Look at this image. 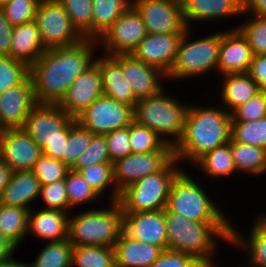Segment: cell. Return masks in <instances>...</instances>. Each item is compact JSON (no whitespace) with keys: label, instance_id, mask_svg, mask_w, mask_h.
<instances>
[{"label":"cell","instance_id":"obj_1","mask_svg":"<svg viewBox=\"0 0 266 267\" xmlns=\"http://www.w3.org/2000/svg\"><path fill=\"white\" fill-rule=\"evenodd\" d=\"M96 39L61 48L46 49L30 66L37 104H58L74 80L89 68L98 54Z\"/></svg>","mask_w":266,"mask_h":267},{"label":"cell","instance_id":"obj_2","mask_svg":"<svg viewBox=\"0 0 266 267\" xmlns=\"http://www.w3.org/2000/svg\"><path fill=\"white\" fill-rule=\"evenodd\" d=\"M201 105L189 104L184 132L173 146L174 158L191 167L207 152L231 140V114L223 106Z\"/></svg>","mask_w":266,"mask_h":267},{"label":"cell","instance_id":"obj_3","mask_svg":"<svg viewBox=\"0 0 266 267\" xmlns=\"http://www.w3.org/2000/svg\"><path fill=\"white\" fill-rule=\"evenodd\" d=\"M167 249L192 255L204 267H213L221 249L220 242L230 244L232 222H195L165 208ZM220 240V241H219ZM220 244V245H219Z\"/></svg>","mask_w":266,"mask_h":267},{"label":"cell","instance_id":"obj_4","mask_svg":"<svg viewBox=\"0 0 266 267\" xmlns=\"http://www.w3.org/2000/svg\"><path fill=\"white\" fill-rule=\"evenodd\" d=\"M108 203V208L69 214L67 239L73 246H114L122 233L123 210L118 201Z\"/></svg>","mask_w":266,"mask_h":267},{"label":"cell","instance_id":"obj_5","mask_svg":"<svg viewBox=\"0 0 266 267\" xmlns=\"http://www.w3.org/2000/svg\"><path fill=\"white\" fill-rule=\"evenodd\" d=\"M183 169L174 179L166 209L195 222H230L223 208L205 190L200 179ZM197 179V180H196ZM199 180V182H198ZM209 194V195H208ZM226 215V216H225Z\"/></svg>","mask_w":266,"mask_h":267},{"label":"cell","instance_id":"obj_6","mask_svg":"<svg viewBox=\"0 0 266 267\" xmlns=\"http://www.w3.org/2000/svg\"><path fill=\"white\" fill-rule=\"evenodd\" d=\"M164 88L156 95L138 100L133 109L134 121L156 132L166 143L174 146L184 132L189 103ZM177 98V99H176Z\"/></svg>","mask_w":266,"mask_h":267},{"label":"cell","instance_id":"obj_7","mask_svg":"<svg viewBox=\"0 0 266 267\" xmlns=\"http://www.w3.org/2000/svg\"><path fill=\"white\" fill-rule=\"evenodd\" d=\"M193 28H186L178 46L174 64L167 74L168 82H186L189 79L208 76L217 71L222 31L206 34L197 39H190ZM193 40V41H191ZM201 76V77H200ZM189 78V79H188Z\"/></svg>","mask_w":266,"mask_h":267},{"label":"cell","instance_id":"obj_8","mask_svg":"<svg viewBox=\"0 0 266 267\" xmlns=\"http://www.w3.org/2000/svg\"><path fill=\"white\" fill-rule=\"evenodd\" d=\"M74 120L57 104H37L21 128L40 146L42 154L63 162Z\"/></svg>","mask_w":266,"mask_h":267},{"label":"cell","instance_id":"obj_9","mask_svg":"<svg viewBox=\"0 0 266 267\" xmlns=\"http://www.w3.org/2000/svg\"><path fill=\"white\" fill-rule=\"evenodd\" d=\"M173 158L161 171L147 175L120 192L123 213L164 210L171 185L185 166Z\"/></svg>","mask_w":266,"mask_h":267},{"label":"cell","instance_id":"obj_10","mask_svg":"<svg viewBox=\"0 0 266 267\" xmlns=\"http://www.w3.org/2000/svg\"><path fill=\"white\" fill-rule=\"evenodd\" d=\"M34 21L45 49L70 47L85 39L58 0H41Z\"/></svg>","mask_w":266,"mask_h":267},{"label":"cell","instance_id":"obj_11","mask_svg":"<svg viewBox=\"0 0 266 267\" xmlns=\"http://www.w3.org/2000/svg\"><path fill=\"white\" fill-rule=\"evenodd\" d=\"M146 35L141 14L131 5L97 39L98 48L107 56L131 54Z\"/></svg>","mask_w":266,"mask_h":267},{"label":"cell","instance_id":"obj_12","mask_svg":"<svg viewBox=\"0 0 266 267\" xmlns=\"http://www.w3.org/2000/svg\"><path fill=\"white\" fill-rule=\"evenodd\" d=\"M75 119L93 135H105L129 126L134 117L132 107L102 95Z\"/></svg>","mask_w":266,"mask_h":267},{"label":"cell","instance_id":"obj_13","mask_svg":"<svg viewBox=\"0 0 266 267\" xmlns=\"http://www.w3.org/2000/svg\"><path fill=\"white\" fill-rule=\"evenodd\" d=\"M174 158L173 146L166 144L160 151L131 153L113 162V179L121 192L141 178L161 171Z\"/></svg>","mask_w":266,"mask_h":267},{"label":"cell","instance_id":"obj_14","mask_svg":"<svg viewBox=\"0 0 266 267\" xmlns=\"http://www.w3.org/2000/svg\"><path fill=\"white\" fill-rule=\"evenodd\" d=\"M132 5L141 14L147 33H184L180 0H132Z\"/></svg>","mask_w":266,"mask_h":267},{"label":"cell","instance_id":"obj_15","mask_svg":"<svg viewBox=\"0 0 266 267\" xmlns=\"http://www.w3.org/2000/svg\"><path fill=\"white\" fill-rule=\"evenodd\" d=\"M41 155L40 146L22 128L0 133V158L12 172L32 170Z\"/></svg>","mask_w":266,"mask_h":267},{"label":"cell","instance_id":"obj_16","mask_svg":"<svg viewBox=\"0 0 266 267\" xmlns=\"http://www.w3.org/2000/svg\"><path fill=\"white\" fill-rule=\"evenodd\" d=\"M102 95V74L94 62L74 80L57 105L71 117L76 118Z\"/></svg>","mask_w":266,"mask_h":267},{"label":"cell","instance_id":"obj_17","mask_svg":"<svg viewBox=\"0 0 266 267\" xmlns=\"http://www.w3.org/2000/svg\"><path fill=\"white\" fill-rule=\"evenodd\" d=\"M37 105L30 75L20 84L0 93V126L21 128Z\"/></svg>","mask_w":266,"mask_h":267},{"label":"cell","instance_id":"obj_18","mask_svg":"<svg viewBox=\"0 0 266 267\" xmlns=\"http://www.w3.org/2000/svg\"><path fill=\"white\" fill-rule=\"evenodd\" d=\"M122 231L133 239L167 249L165 209L123 213Z\"/></svg>","mask_w":266,"mask_h":267},{"label":"cell","instance_id":"obj_19","mask_svg":"<svg viewBox=\"0 0 266 267\" xmlns=\"http://www.w3.org/2000/svg\"><path fill=\"white\" fill-rule=\"evenodd\" d=\"M183 34L147 33L131 54L138 60L161 69L165 74H168L174 64Z\"/></svg>","mask_w":266,"mask_h":267},{"label":"cell","instance_id":"obj_20","mask_svg":"<svg viewBox=\"0 0 266 267\" xmlns=\"http://www.w3.org/2000/svg\"><path fill=\"white\" fill-rule=\"evenodd\" d=\"M121 68L137 100L158 94L165 88L163 83L168 84L167 74L138 60L132 54L121 55Z\"/></svg>","mask_w":266,"mask_h":267},{"label":"cell","instance_id":"obj_21","mask_svg":"<svg viewBox=\"0 0 266 267\" xmlns=\"http://www.w3.org/2000/svg\"><path fill=\"white\" fill-rule=\"evenodd\" d=\"M186 28L193 23L222 21L232 17L243 18V0H180Z\"/></svg>","mask_w":266,"mask_h":267},{"label":"cell","instance_id":"obj_22","mask_svg":"<svg viewBox=\"0 0 266 267\" xmlns=\"http://www.w3.org/2000/svg\"><path fill=\"white\" fill-rule=\"evenodd\" d=\"M253 58L252 48L238 28L222 31L217 73H247Z\"/></svg>","mask_w":266,"mask_h":267},{"label":"cell","instance_id":"obj_23","mask_svg":"<svg viewBox=\"0 0 266 267\" xmlns=\"http://www.w3.org/2000/svg\"><path fill=\"white\" fill-rule=\"evenodd\" d=\"M102 74L103 95L124 103L133 109L138 100L134 97L130 82L122 74L121 55L97 54L94 61Z\"/></svg>","mask_w":266,"mask_h":267},{"label":"cell","instance_id":"obj_24","mask_svg":"<svg viewBox=\"0 0 266 267\" xmlns=\"http://www.w3.org/2000/svg\"><path fill=\"white\" fill-rule=\"evenodd\" d=\"M254 222L244 236L232 223L230 246L247 253L245 267H266V219L261 215L252 218ZM245 251V252H244Z\"/></svg>","mask_w":266,"mask_h":267},{"label":"cell","instance_id":"obj_25","mask_svg":"<svg viewBox=\"0 0 266 267\" xmlns=\"http://www.w3.org/2000/svg\"><path fill=\"white\" fill-rule=\"evenodd\" d=\"M69 212L51 209H31L28 217L27 236L33 234L45 242H58L68 238Z\"/></svg>","mask_w":266,"mask_h":267},{"label":"cell","instance_id":"obj_26","mask_svg":"<svg viewBox=\"0 0 266 267\" xmlns=\"http://www.w3.org/2000/svg\"><path fill=\"white\" fill-rule=\"evenodd\" d=\"M40 190V182L31 170L12 172L0 196V205L31 210L30 205H33V201L37 203Z\"/></svg>","mask_w":266,"mask_h":267},{"label":"cell","instance_id":"obj_27","mask_svg":"<svg viewBox=\"0 0 266 267\" xmlns=\"http://www.w3.org/2000/svg\"><path fill=\"white\" fill-rule=\"evenodd\" d=\"M113 247L116 267H150L163 251L158 246L128 237L123 231Z\"/></svg>","mask_w":266,"mask_h":267},{"label":"cell","instance_id":"obj_28","mask_svg":"<svg viewBox=\"0 0 266 267\" xmlns=\"http://www.w3.org/2000/svg\"><path fill=\"white\" fill-rule=\"evenodd\" d=\"M46 51L35 21L12 27L10 57L33 65Z\"/></svg>","mask_w":266,"mask_h":267},{"label":"cell","instance_id":"obj_29","mask_svg":"<svg viewBox=\"0 0 266 267\" xmlns=\"http://www.w3.org/2000/svg\"><path fill=\"white\" fill-rule=\"evenodd\" d=\"M220 104L230 114L239 106L246 103L260 91L256 82L248 73H229L221 75Z\"/></svg>","mask_w":266,"mask_h":267},{"label":"cell","instance_id":"obj_30","mask_svg":"<svg viewBox=\"0 0 266 267\" xmlns=\"http://www.w3.org/2000/svg\"><path fill=\"white\" fill-rule=\"evenodd\" d=\"M203 176L208 179L219 180V178H229L237 174L236 166L231 151V140L225 145L216 147L215 149L203 155L194 165Z\"/></svg>","mask_w":266,"mask_h":267},{"label":"cell","instance_id":"obj_31","mask_svg":"<svg viewBox=\"0 0 266 267\" xmlns=\"http://www.w3.org/2000/svg\"><path fill=\"white\" fill-rule=\"evenodd\" d=\"M236 171L247 176L266 175V149L235 142L231 139Z\"/></svg>","mask_w":266,"mask_h":267},{"label":"cell","instance_id":"obj_32","mask_svg":"<svg viewBox=\"0 0 266 267\" xmlns=\"http://www.w3.org/2000/svg\"><path fill=\"white\" fill-rule=\"evenodd\" d=\"M78 172L101 199H105L104 195L108 193L110 197L106 198L109 199L107 202L118 201L120 192L117 190L113 179V163L90 165Z\"/></svg>","mask_w":266,"mask_h":267},{"label":"cell","instance_id":"obj_33","mask_svg":"<svg viewBox=\"0 0 266 267\" xmlns=\"http://www.w3.org/2000/svg\"><path fill=\"white\" fill-rule=\"evenodd\" d=\"M29 212L21 207L0 205V233L18 248L27 238Z\"/></svg>","mask_w":266,"mask_h":267},{"label":"cell","instance_id":"obj_34","mask_svg":"<svg viewBox=\"0 0 266 267\" xmlns=\"http://www.w3.org/2000/svg\"><path fill=\"white\" fill-rule=\"evenodd\" d=\"M92 39H98L131 5L132 0H92Z\"/></svg>","mask_w":266,"mask_h":267},{"label":"cell","instance_id":"obj_35","mask_svg":"<svg viewBox=\"0 0 266 267\" xmlns=\"http://www.w3.org/2000/svg\"><path fill=\"white\" fill-rule=\"evenodd\" d=\"M71 267H116L113 246H73Z\"/></svg>","mask_w":266,"mask_h":267},{"label":"cell","instance_id":"obj_36","mask_svg":"<svg viewBox=\"0 0 266 267\" xmlns=\"http://www.w3.org/2000/svg\"><path fill=\"white\" fill-rule=\"evenodd\" d=\"M65 184L69 201V213H71V211L73 212V209L75 210L76 208L83 207L82 205L86 204L94 208L98 202L100 203L103 200L83 179L81 174L72 169H70L66 175ZM89 204L93 205V207Z\"/></svg>","mask_w":266,"mask_h":267},{"label":"cell","instance_id":"obj_37","mask_svg":"<svg viewBox=\"0 0 266 267\" xmlns=\"http://www.w3.org/2000/svg\"><path fill=\"white\" fill-rule=\"evenodd\" d=\"M73 245L68 239L46 242L28 267H71Z\"/></svg>","mask_w":266,"mask_h":267},{"label":"cell","instance_id":"obj_38","mask_svg":"<svg viewBox=\"0 0 266 267\" xmlns=\"http://www.w3.org/2000/svg\"><path fill=\"white\" fill-rule=\"evenodd\" d=\"M231 139L266 149V117L255 121H232Z\"/></svg>","mask_w":266,"mask_h":267},{"label":"cell","instance_id":"obj_39","mask_svg":"<svg viewBox=\"0 0 266 267\" xmlns=\"http://www.w3.org/2000/svg\"><path fill=\"white\" fill-rule=\"evenodd\" d=\"M66 10L72 24L85 38L92 39V0H58Z\"/></svg>","mask_w":266,"mask_h":267},{"label":"cell","instance_id":"obj_40","mask_svg":"<svg viewBox=\"0 0 266 267\" xmlns=\"http://www.w3.org/2000/svg\"><path fill=\"white\" fill-rule=\"evenodd\" d=\"M246 20L235 25L247 39L254 55L266 54V18L243 14Z\"/></svg>","mask_w":266,"mask_h":267},{"label":"cell","instance_id":"obj_41","mask_svg":"<svg viewBox=\"0 0 266 267\" xmlns=\"http://www.w3.org/2000/svg\"><path fill=\"white\" fill-rule=\"evenodd\" d=\"M93 136L88 129L82 127L75 119L69 128L63 163L71 168L90 145Z\"/></svg>","mask_w":266,"mask_h":267},{"label":"cell","instance_id":"obj_42","mask_svg":"<svg viewBox=\"0 0 266 267\" xmlns=\"http://www.w3.org/2000/svg\"><path fill=\"white\" fill-rule=\"evenodd\" d=\"M129 139L132 153L160 151L167 144L156 132L134 120L130 124Z\"/></svg>","mask_w":266,"mask_h":267},{"label":"cell","instance_id":"obj_43","mask_svg":"<svg viewBox=\"0 0 266 267\" xmlns=\"http://www.w3.org/2000/svg\"><path fill=\"white\" fill-rule=\"evenodd\" d=\"M30 75V67L10 56H0V93L20 85Z\"/></svg>","mask_w":266,"mask_h":267},{"label":"cell","instance_id":"obj_44","mask_svg":"<svg viewBox=\"0 0 266 267\" xmlns=\"http://www.w3.org/2000/svg\"><path fill=\"white\" fill-rule=\"evenodd\" d=\"M70 168L62 161L52 159L42 154L32 168V173L38 178L40 185L65 179Z\"/></svg>","mask_w":266,"mask_h":267},{"label":"cell","instance_id":"obj_45","mask_svg":"<svg viewBox=\"0 0 266 267\" xmlns=\"http://www.w3.org/2000/svg\"><path fill=\"white\" fill-rule=\"evenodd\" d=\"M99 163H111L105 135H94L90 145L70 169L78 172L82 168Z\"/></svg>","mask_w":266,"mask_h":267},{"label":"cell","instance_id":"obj_46","mask_svg":"<svg viewBox=\"0 0 266 267\" xmlns=\"http://www.w3.org/2000/svg\"><path fill=\"white\" fill-rule=\"evenodd\" d=\"M38 200H41L42 209L69 212V201L66 192L65 179L41 186Z\"/></svg>","mask_w":266,"mask_h":267},{"label":"cell","instance_id":"obj_47","mask_svg":"<svg viewBox=\"0 0 266 267\" xmlns=\"http://www.w3.org/2000/svg\"><path fill=\"white\" fill-rule=\"evenodd\" d=\"M41 0H10L2 9L10 25L16 26L34 21Z\"/></svg>","mask_w":266,"mask_h":267},{"label":"cell","instance_id":"obj_48","mask_svg":"<svg viewBox=\"0 0 266 267\" xmlns=\"http://www.w3.org/2000/svg\"><path fill=\"white\" fill-rule=\"evenodd\" d=\"M266 117V92L259 91L232 113V121H255Z\"/></svg>","mask_w":266,"mask_h":267},{"label":"cell","instance_id":"obj_49","mask_svg":"<svg viewBox=\"0 0 266 267\" xmlns=\"http://www.w3.org/2000/svg\"><path fill=\"white\" fill-rule=\"evenodd\" d=\"M130 125L121 129H116L105 134L108 154L111 163L124 158L132 153L130 146Z\"/></svg>","mask_w":266,"mask_h":267},{"label":"cell","instance_id":"obj_50","mask_svg":"<svg viewBox=\"0 0 266 267\" xmlns=\"http://www.w3.org/2000/svg\"><path fill=\"white\" fill-rule=\"evenodd\" d=\"M150 267H204L192 255L174 250H163Z\"/></svg>","mask_w":266,"mask_h":267},{"label":"cell","instance_id":"obj_51","mask_svg":"<svg viewBox=\"0 0 266 267\" xmlns=\"http://www.w3.org/2000/svg\"><path fill=\"white\" fill-rule=\"evenodd\" d=\"M247 73L256 82L259 89L266 92V54L254 55Z\"/></svg>","mask_w":266,"mask_h":267},{"label":"cell","instance_id":"obj_52","mask_svg":"<svg viewBox=\"0 0 266 267\" xmlns=\"http://www.w3.org/2000/svg\"><path fill=\"white\" fill-rule=\"evenodd\" d=\"M12 26L0 7V56H10Z\"/></svg>","mask_w":266,"mask_h":267},{"label":"cell","instance_id":"obj_53","mask_svg":"<svg viewBox=\"0 0 266 267\" xmlns=\"http://www.w3.org/2000/svg\"><path fill=\"white\" fill-rule=\"evenodd\" d=\"M243 14L266 18V0H243Z\"/></svg>","mask_w":266,"mask_h":267},{"label":"cell","instance_id":"obj_54","mask_svg":"<svg viewBox=\"0 0 266 267\" xmlns=\"http://www.w3.org/2000/svg\"><path fill=\"white\" fill-rule=\"evenodd\" d=\"M17 246L0 233V261L7 260L15 255Z\"/></svg>","mask_w":266,"mask_h":267},{"label":"cell","instance_id":"obj_55","mask_svg":"<svg viewBox=\"0 0 266 267\" xmlns=\"http://www.w3.org/2000/svg\"><path fill=\"white\" fill-rule=\"evenodd\" d=\"M12 170L0 158V196L9 182Z\"/></svg>","mask_w":266,"mask_h":267},{"label":"cell","instance_id":"obj_56","mask_svg":"<svg viewBox=\"0 0 266 267\" xmlns=\"http://www.w3.org/2000/svg\"><path fill=\"white\" fill-rule=\"evenodd\" d=\"M0 267H28V262L18 261L13 257L0 261Z\"/></svg>","mask_w":266,"mask_h":267},{"label":"cell","instance_id":"obj_57","mask_svg":"<svg viewBox=\"0 0 266 267\" xmlns=\"http://www.w3.org/2000/svg\"><path fill=\"white\" fill-rule=\"evenodd\" d=\"M10 0H0V7L4 6Z\"/></svg>","mask_w":266,"mask_h":267},{"label":"cell","instance_id":"obj_58","mask_svg":"<svg viewBox=\"0 0 266 267\" xmlns=\"http://www.w3.org/2000/svg\"><path fill=\"white\" fill-rule=\"evenodd\" d=\"M265 219H266V212L265 213H260Z\"/></svg>","mask_w":266,"mask_h":267}]
</instances>
